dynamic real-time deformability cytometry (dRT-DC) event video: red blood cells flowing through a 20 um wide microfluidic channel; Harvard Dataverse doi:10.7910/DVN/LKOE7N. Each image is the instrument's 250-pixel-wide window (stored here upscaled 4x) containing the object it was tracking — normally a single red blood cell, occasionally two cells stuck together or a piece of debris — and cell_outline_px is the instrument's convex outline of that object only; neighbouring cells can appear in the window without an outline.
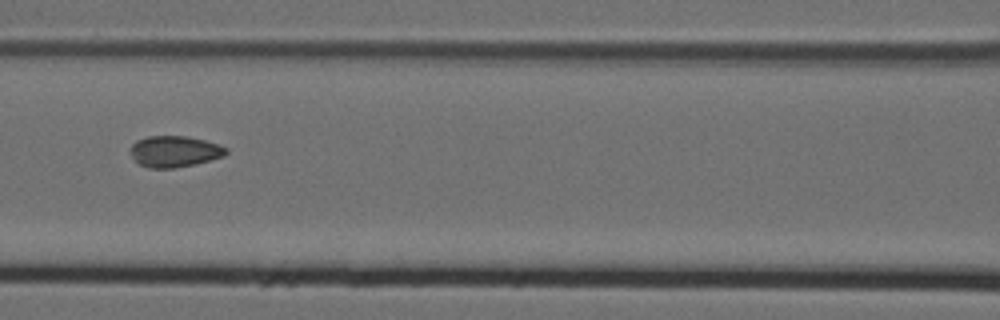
{"species": "Egyptian fruit bat (a non-hibernating species)", "species_latin": "Rousettus aegyptiacus", "temperature_condition": "cold", "stored_images_in_passage": 9, "camera_frame_rate_fps": 3000, "um_per_image_px": 0.085, "animal": {"sex": "female"}, "frame": {"image": 1, "passage_image": 6, "time_ms": 1.667, "image_size_px": [1000, 320], "cell_outline_px": [[228, 152], [224, 156], [196, 164], [172, 168], [148, 168], [140, 164], [132, 156], [132, 144], [136, 140], [148, 136], [184, 136], [204, 140], [228, 148]], "centroid_in_image_um": [14.85, 12.87], "position_along_channel_um": 151.8, "area_um2": 17.22}}
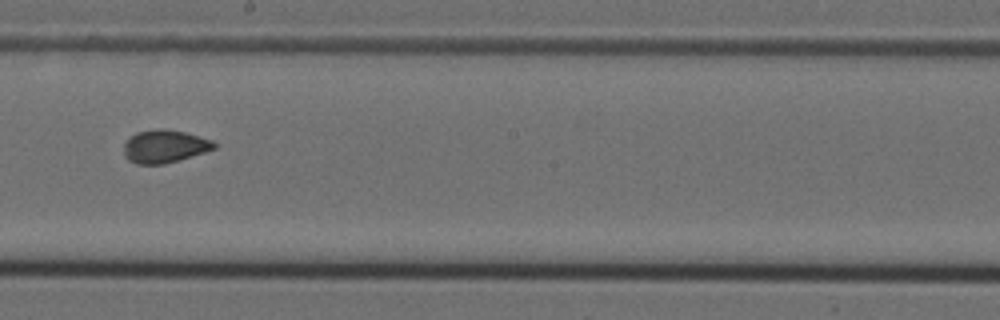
{"frame": {"image": 2, "passage_image": 8, "time_ms": 2.333, "image_size_px": [1000, 320], "cell_outline_px": [[216, 148], [204, 152], [164, 164], [136, 164], [128, 160], [124, 156], [124, 144], [128, 136], [136, 132], [156, 128], [164, 128], [184, 132], [212, 140], [216, 144]], "centroid_in_image_um": [13.94, 12.43], "position_along_channel_um": 234.3, "area_um2": 17.4}}
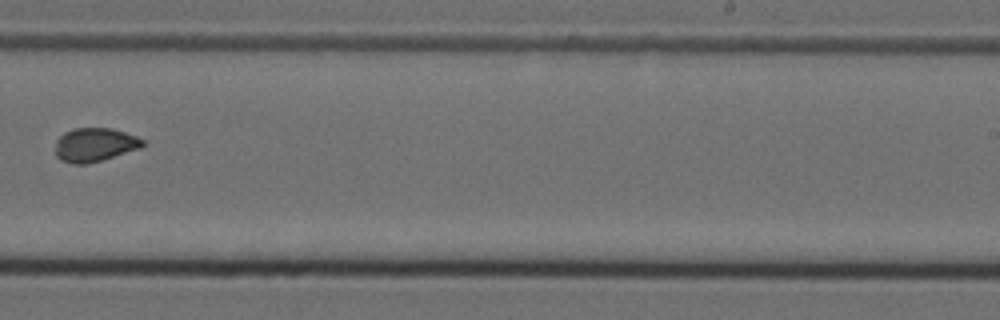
{"frame": {"image": 3, "passage_image": 9, "time_ms": 2.667, "image_size_px": [1000, 320], "cell_outline_px": [[144, 144], [140, 148], [88, 164], [72, 164], [60, 160], [56, 156], [56, 140], [64, 132], [72, 128], [112, 128], [136, 136], [144, 140]], "centroid_in_image_um": [8.02, 12.3], "position_along_channel_um": 281.0, "area_um2": 17.17}}